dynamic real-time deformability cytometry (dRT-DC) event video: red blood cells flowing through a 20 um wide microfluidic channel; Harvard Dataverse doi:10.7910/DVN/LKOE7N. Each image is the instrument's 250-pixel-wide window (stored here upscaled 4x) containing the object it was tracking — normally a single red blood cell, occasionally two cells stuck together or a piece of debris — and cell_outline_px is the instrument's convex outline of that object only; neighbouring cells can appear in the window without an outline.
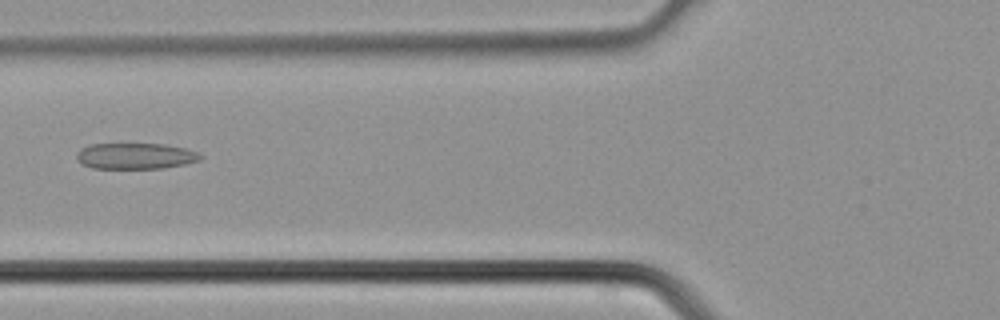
{"species": "common noctule bat (a hibernating species)", "species_latin": "Nyctalus noctula", "temperature_condition": "cold", "stored_images_in_passage": 38, "camera_frame_rate_fps": 3000, "um_per_image_px": 0.085, "animal": {"sex": "male", "body_mass_g": 21.5, "forearm_length_mm": 52.0}, "frame": {"image": 1, "passage_image": 15, "time_ms": 4.667, "image_size_px": [1000, 320], "cell_outline_px": [[204, 156], [200, 160], [184, 164], [164, 168], [92, 168], [80, 164], [76, 160], [76, 152], [80, 148], [88, 144], [164, 144], [184, 148], [196, 152]], "centroid_in_image_um": [11.45, 13.26], "position_along_channel_um": 114.3, "area_um2": 18.9}}
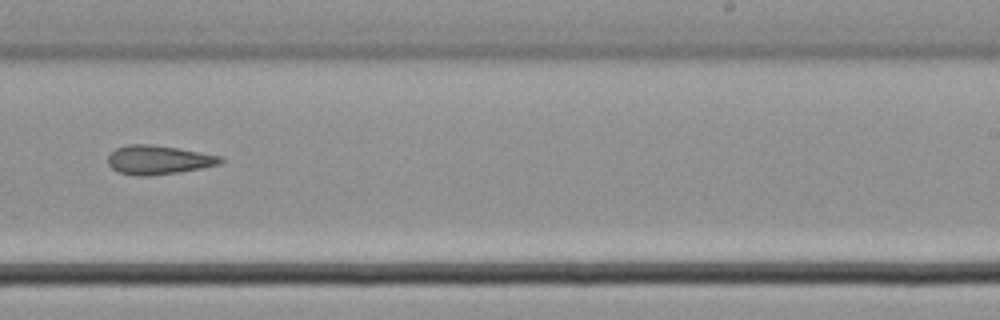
{"frame": {"image": 2, "passage_image": 24, "time_ms": 7.667, "image_size_px": [1000, 320], "cell_outline_px": [[224, 160], [220, 164], [200, 168], [152, 176], [136, 176], [120, 172], [112, 168], [108, 164], [108, 156], [116, 148], [128, 144], [148, 144], [176, 148], [220, 156]], "centroid_in_image_um": [13.43, 13.59], "position_along_channel_um": 275.6, "area_um2": 18.73}}
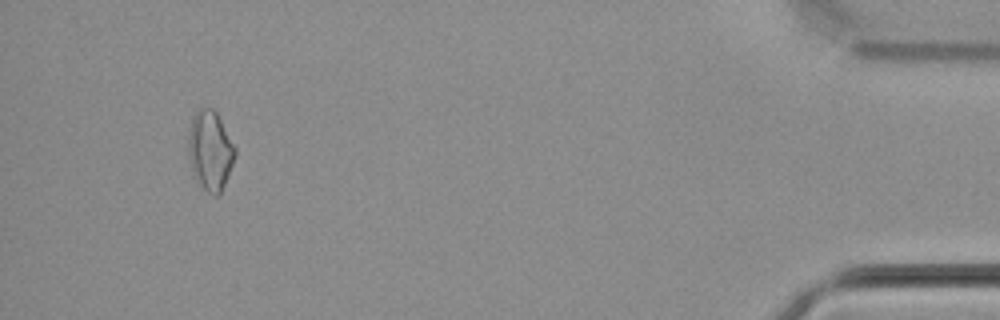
{"frame": {"image": 3, "passage_image": 36, "time_ms": 11.667, "image_size_px": [1000, 320], "cell_outline_px": [[236, 156], [228, 176], [220, 192], [216, 196], [212, 196], [200, 184], [192, 168], [188, 152], [188, 128], [192, 116], [200, 108], [212, 108], [216, 112], [236, 148]], "centroid_in_image_um": [17.87, 12.76], "position_along_channel_um": 417.3, "area_um2": 21.44}}